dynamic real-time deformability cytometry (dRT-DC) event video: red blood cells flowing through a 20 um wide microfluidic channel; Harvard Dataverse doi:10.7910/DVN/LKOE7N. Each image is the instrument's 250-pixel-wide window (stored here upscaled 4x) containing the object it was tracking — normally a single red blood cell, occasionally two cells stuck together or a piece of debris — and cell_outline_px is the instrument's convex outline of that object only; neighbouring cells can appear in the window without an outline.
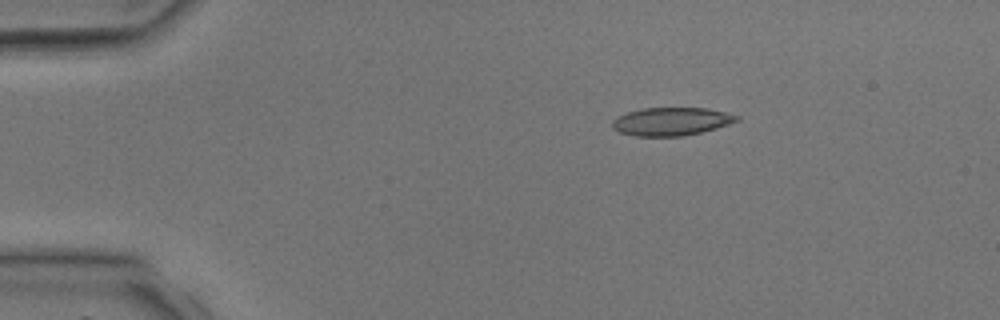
{"species": "common noctule bat (a hibernating species)", "species_latin": "Nyctalus noctula", "temperature_condition": "room temperature", "stored_images_in_passage": 2, "camera_frame_rate_fps": 3000, "um_per_image_px": 0.085, "animal": {"sex": "male", "body_mass_g": 17.9, "forearm_length_mm": 54.2}, "frame": {"image": 1, "passage_image": 2, "time_ms": 1.333, "image_size_px": [1000, 320], "cell_outline_px": [[740, 120], [716, 128], [684, 136], [632, 136], [620, 132], [612, 128], [612, 120], [628, 112], [644, 108], [708, 108], [740, 116]], "centroid_in_image_um": [57.06, 10.33], "position_along_channel_um": 27.9, "area_um2": 20.29}}